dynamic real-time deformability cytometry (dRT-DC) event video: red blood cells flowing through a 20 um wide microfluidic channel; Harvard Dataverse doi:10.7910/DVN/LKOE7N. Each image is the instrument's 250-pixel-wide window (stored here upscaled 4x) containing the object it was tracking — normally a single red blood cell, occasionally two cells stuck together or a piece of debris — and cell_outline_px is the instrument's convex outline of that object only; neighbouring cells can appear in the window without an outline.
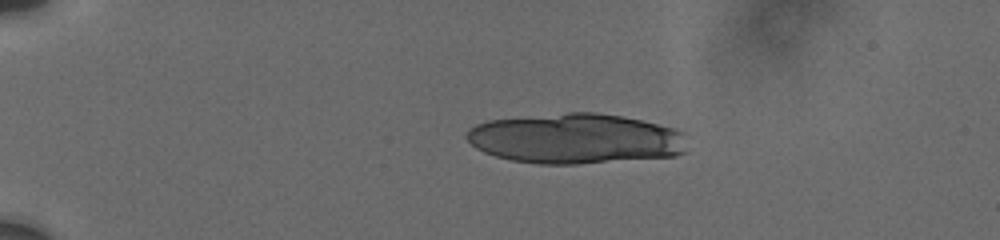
{"species": "human", "species_latin": "Homo sapiens", "temperature_condition": "cold", "stored_images_in_passage": 7, "camera_frame_rate_fps": 3000, "um_per_image_px": 0.085, "donor": {"sex": "male"}, "frame": {"image": 1, "passage_image": 1, "time_ms": 0.0, "image_size_px": [1000, 240], "cell_outline_px": [[684, 152], [676, 156], [576, 164], [540, 164], [512, 160], [496, 156], [484, 152], [476, 148], [464, 136], [468, 128], [476, 124], [488, 120], [568, 112], [596, 112], [624, 116], [672, 128], [680, 132]], "centroid_in_image_um": [48.83, 11.78], "position_along_channel_um": 36.2, "area_um2": 64.16}}